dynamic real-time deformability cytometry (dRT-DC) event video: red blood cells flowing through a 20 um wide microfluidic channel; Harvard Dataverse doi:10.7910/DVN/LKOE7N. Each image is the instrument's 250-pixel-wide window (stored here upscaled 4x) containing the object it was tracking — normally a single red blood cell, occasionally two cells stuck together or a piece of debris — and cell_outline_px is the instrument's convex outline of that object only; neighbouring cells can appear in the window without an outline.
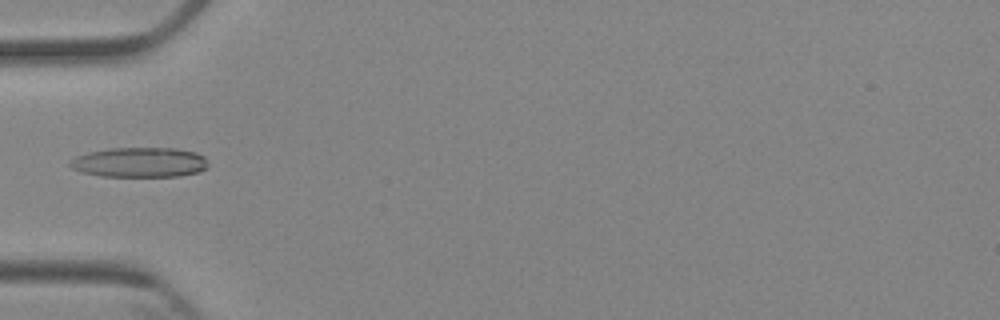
{"species": "Egyptian fruit bat (a non-hibernating species)", "species_latin": "Rousettus aegyptiacus", "temperature_condition": "cold", "stored_images_in_passage": 5, "camera_frame_rate_fps": 3000, "um_per_image_px": 0.085, "animal": {"sex": "female"}, "frame": {"image": 1, "passage_image": 5, "time_ms": 5.667, "image_size_px": [1000, 320], "cell_outline_px": [[208, 168], [196, 172], [180, 176], [100, 176], [80, 172], [72, 168], [68, 164], [68, 160], [76, 156], [88, 152], [108, 148], [172, 148], [196, 152], [204, 156], [208, 164]], "centroid_in_image_um": [11.83, 13.79], "position_along_channel_um": 73.2, "area_um2": 24.22}}